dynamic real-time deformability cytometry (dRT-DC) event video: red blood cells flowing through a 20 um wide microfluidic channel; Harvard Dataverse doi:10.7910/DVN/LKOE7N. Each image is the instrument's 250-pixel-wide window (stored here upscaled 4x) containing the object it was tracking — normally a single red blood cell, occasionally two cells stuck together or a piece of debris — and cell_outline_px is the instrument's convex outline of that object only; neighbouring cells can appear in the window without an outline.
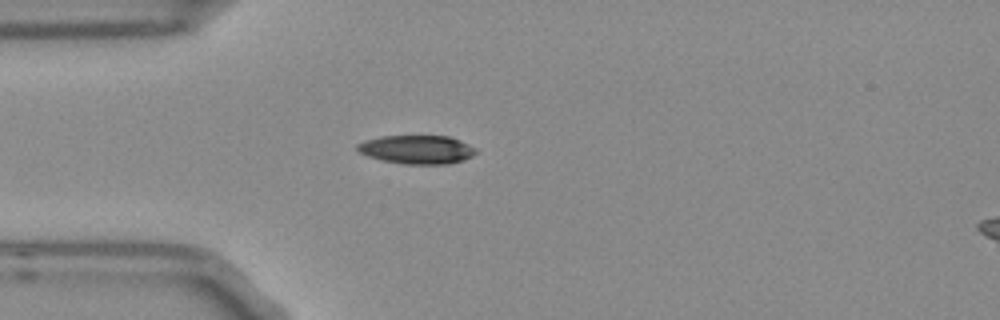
{"species": "Egyptian fruit bat (a non-hibernating species)", "species_latin": "Rousettus aegyptiacus", "temperature_condition": "room temperature", "stored_images_in_passage": 2, "segment_of_instrument_passage": [1, 2], "camera_frame_rate_fps": 3000, "um_per_image_px": 0.085, "frame": {"image": 1, "passage_image": 1, "time_ms": 0.0, "image_size_px": [1000, 320], "cell_outline_px": [[476, 152], [472, 156], [464, 160], [448, 164], [404, 164], [384, 160], [368, 156], [360, 152], [356, 148], [356, 144], [364, 140], [380, 136], [448, 136], [460, 140], [476, 148]], "centroid_in_image_um": [35.44, 12.7], "position_along_channel_um": 49.6, "area_um2": 19.77}}